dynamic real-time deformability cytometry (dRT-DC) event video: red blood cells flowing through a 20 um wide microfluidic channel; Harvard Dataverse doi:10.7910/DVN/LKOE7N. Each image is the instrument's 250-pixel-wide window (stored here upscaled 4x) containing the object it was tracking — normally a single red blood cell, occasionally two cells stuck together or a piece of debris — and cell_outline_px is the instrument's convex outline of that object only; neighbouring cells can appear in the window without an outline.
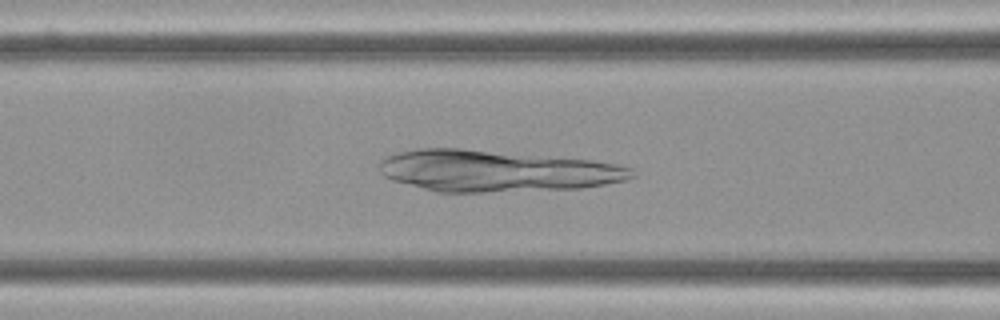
{"species": "Egyptian fruit bat (a non-hibernating species)", "species_latin": "Rousettus aegyptiacus", "temperature_condition": "cold", "stored_images_in_passage": 44, "camera_frame_rate_fps": 3000, "um_per_image_px": 0.085, "frame": {"image": 1, "passage_image": 14, "time_ms": 4.333, "image_size_px": [1000, 320], "cell_outline_px": [[636, 176], [624, 180], [604, 184], [580, 188], [484, 192], [436, 192], [392, 180], [384, 176], [380, 172], [380, 160], [384, 156], [396, 152], [416, 148], [460, 148], [592, 160], [616, 164], [632, 168]], "centroid_in_image_um": [42.13, 14.52], "position_along_channel_um": 124.5, "area_um2": 61.04}}
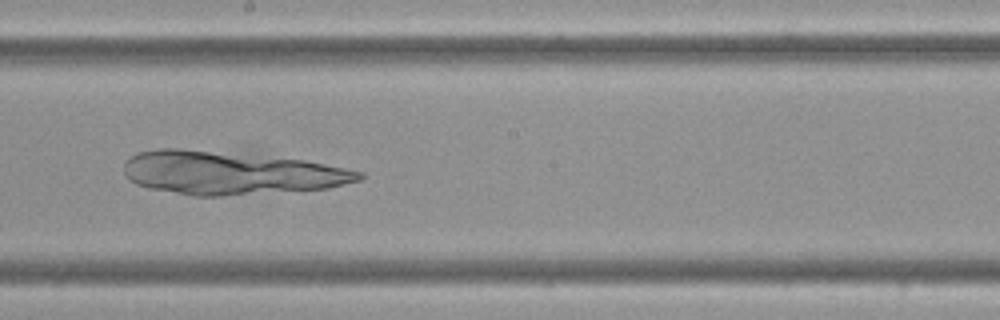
{"frame": {"image": 2, "passage_image": 23, "time_ms": 7.333, "image_size_px": [1000, 320], "cell_outline_px": [[364, 176], [360, 180], [328, 188], [220, 196], [192, 196], [148, 188], [136, 184], [124, 172], [124, 164], [136, 152], [156, 148], [180, 148], [304, 160], [364, 172]], "centroid_in_image_um": [19.55, 14.7], "position_along_channel_um": 228.6, "area_um2": 58.78}}
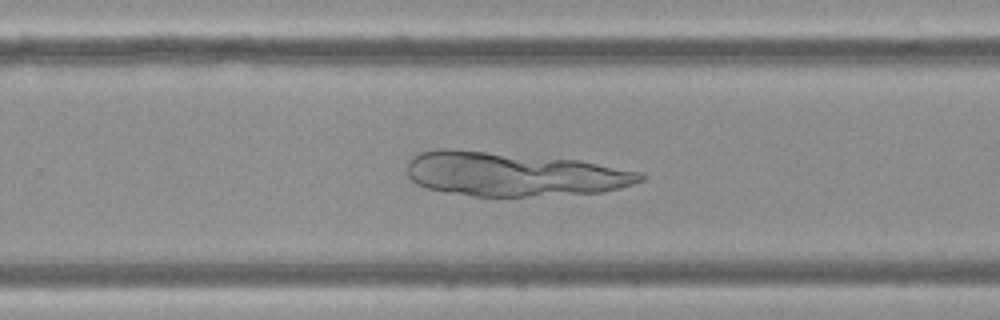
{"frame": {"image": 3, "passage_image": 28, "time_ms": 9.0, "image_size_px": [1000, 320], "cell_outline_px": [[644, 180], [632, 184], [604, 192], [524, 196], [472, 196], [448, 192], [428, 188], [416, 184], [408, 176], [408, 160], [412, 156], [420, 152], [436, 148], [452, 148], [580, 160], [640, 172], [644, 176]], "centroid_in_image_um": [43.59, 14.78], "position_along_channel_um": 286.2, "area_um2": 59.88}}